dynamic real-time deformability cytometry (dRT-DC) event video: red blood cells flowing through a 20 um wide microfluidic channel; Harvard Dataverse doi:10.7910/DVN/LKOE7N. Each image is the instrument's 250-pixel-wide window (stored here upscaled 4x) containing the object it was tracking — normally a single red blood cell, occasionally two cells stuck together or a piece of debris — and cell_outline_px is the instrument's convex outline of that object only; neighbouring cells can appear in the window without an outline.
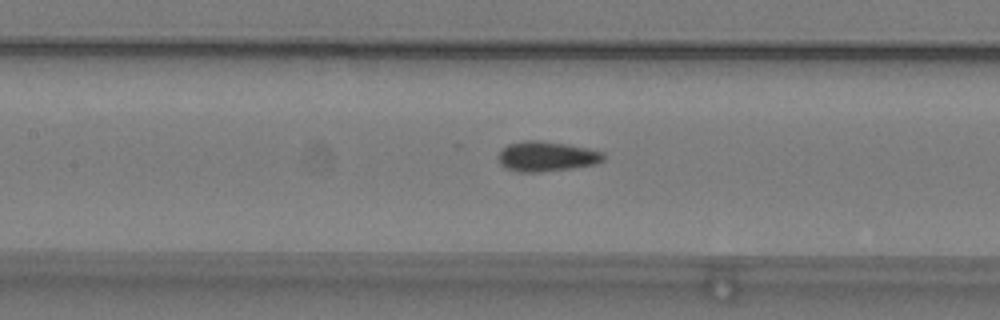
{"species": "common noctule bat (a hibernating species)", "species_latin": "Nyctalus noctula", "temperature_condition": "warm", "stored_images_in_passage": 30, "camera_frame_rate_fps": 3000, "um_per_image_px": 0.085, "animal": {"sex": "male", "body_mass_g": 19.2, "forearm_length_mm": 51.8}, "frame": {"image": 1, "passage_image": 12, "time_ms": 3.667, "image_size_px": [1000, 320], "cell_outline_px": [[604, 160], [596, 164], [572, 168], [536, 172], [516, 172], [504, 168], [500, 164], [496, 156], [508, 144], [524, 140], [540, 140], [568, 144], [588, 148], [604, 152]], "centroid_in_image_um": [46.44, 13.29], "position_along_channel_um": 161.0, "area_um2": 18.61}}
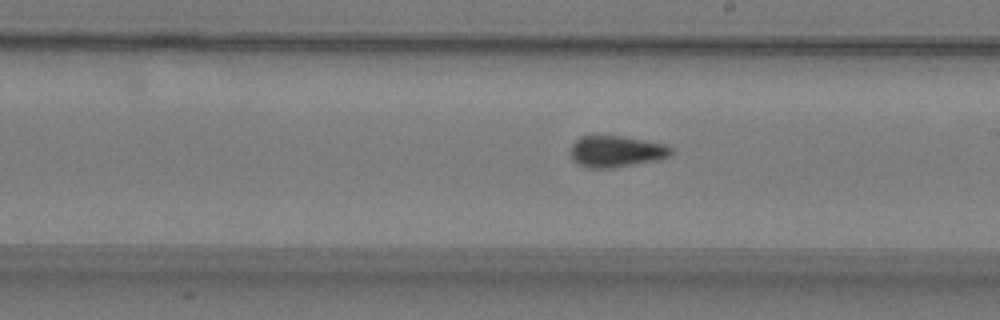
{"frame": {"image": 2, "passage_image": 18, "time_ms": 5.667, "image_size_px": [1000, 320], "cell_outline_px": [[672, 152], [668, 156], [660, 160], [612, 168], [588, 168], [576, 164], [572, 160], [572, 144], [580, 136], [624, 136], [664, 144], [672, 148]], "centroid_in_image_um": [52.37, 12.88], "position_along_channel_um": 236.6, "area_um2": 18.44}}
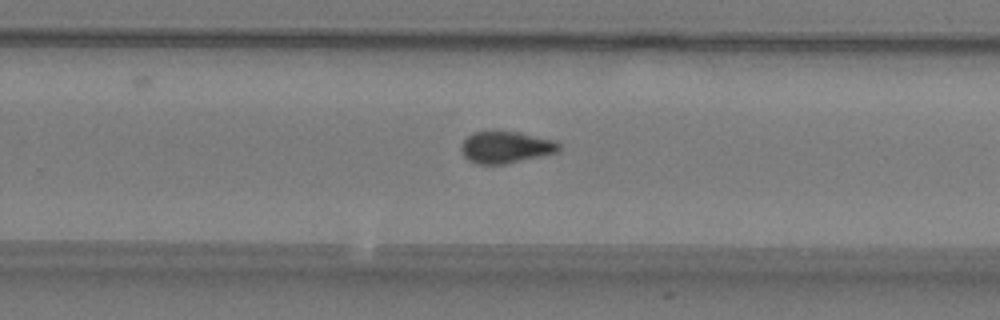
{"frame": {"image": 3, "passage_image": 22, "time_ms": 7.0, "image_size_px": [1000, 320], "cell_outline_px": [[560, 152], [504, 164], [476, 164], [468, 160], [464, 156], [460, 148], [460, 144], [472, 132], [520, 132], [556, 140], [560, 144]], "centroid_in_image_um": [43.01, 12.52], "position_along_channel_um": 286.8, "area_um2": 18.21}}